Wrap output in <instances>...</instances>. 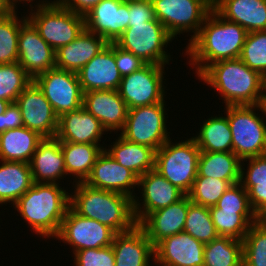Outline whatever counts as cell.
Returning <instances> with one entry per match:
<instances>
[{
  "label": "cell",
  "instance_id": "cell-36",
  "mask_svg": "<svg viewBox=\"0 0 266 266\" xmlns=\"http://www.w3.org/2000/svg\"><path fill=\"white\" fill-rule=\"evenodd\" d=\"M27 15L18 19L17 11L0 13V64L18 62V37L20 26Z\"/></svg>",
  "mask_w": 266,
  "mask_h": 266
},
{
  "label": "cell",
  "instance_id": "cell-24",
  "mask_svg": "<svg viewBox=\"0 0 266 266\" xmlns=\"http://www.w3.org/2000/svg\"><path fill=\"white\" fill-rule=\"evenodd\" d=\"M112 249L115 266H151L150 259H154V246L138 224L129 231L116 233Z\"/></svg>",
  "mask_w": 266,
  "mask_h": 266
},
{
  "label": "cell",
  "instance_id": "cell-51",
  "mask_svg": "<svg viewBox=\"0 0 266 266\" xmlns=\"http://www.w3.org/2000/svg\"><path fill=\"white\" fill-rule=\"evenodd\" d=\"M9 104H10L9 101L0 99V114L5 112L6 108L9 106Z\"/></svg>",
  "mask_w": 266,
  "mask_h": 266
},
{
  "label": "cell",
  "instance_id": "cell-48",
  "mask_svg": "<svg viewBox=\"0 0 266 266\" xmlns=\"http://www.w3.org/2000/svg\"><path fill=\"white\" fill-rule=\"evenodd\" d=\"M23 126V119L16 103H10L4 113L0 114V133L8 129Z\"/></svg>",
  "mask_w": 266,
  "mask_h": 266
},
{
  "label": "cell",
  "instance_id": "cell-49",
  "mask_svg": "<svg viewBox=\"0 0 266 266\" xmlns=\"http://www.w3.org/2000/svg\"><path fill=\"white\" fill-rule=\"evenodd\" d=\"M101 1L102 0H56L63 8L84 17Z\"/></svg>",
  "mask_w": 266,
  "mask_h": 266
},
{
  "label": "cell",
  "instance_id": "cell-53",
  "mask_svg": "<svg viewBox=\"0 0 266 266\" xmlns=\"http://www.w3.org/2000/svg\"><path fill=\"white\" fill-rule=\"evenodd\" d=\"M260 219L266 223V214L263 217H261Z\"/></svg>",
  "mask_w": 266,
  "mask_h": 266
},
{
  "label": "cell",
  "instance_id": "cell-40",
  "mask_svg": "<svg viewBox=\"0 0 266 266\" xmlns=\"http://www.w3.org/2000/svg\"><path fill=\"white\" fill-rule=\"evenodd\" d=\"M231 185L226 180L212 177H196L187 195L194 204L212 207L217 204L218 200Z\"/></svg>",
  "mask_w": 266,
  "mask_h": 266
},
{
  "label": "cell",
  "instance_id": "cell-42",
  "mask_svg": "<svg viewBox=\"0 0 266 266\" xmlns=\"http://www.w3.org/2000/svg\"><path fill=\"white\" fill-rule=\"evenodd\" d=\"M215 206L220 210L236 211V213H255L250 205L248 193L240 183L231 185Z\"/></svg>",
  "mask_w": 266,
  "mask_h": 266
},
{
  "label": "cell",
  "instance_id": "cell-33",
  "mask_svg": "<svg viewBox=\"0 0 266 266\" xmlns=\"http://www.w3.org/2000/svg\"><path fill=\"white\" fill-rule=\"evenodd\" d=\"M192 138L201 152H232V133L227 116L205 119L199 134Z\"/></svg>",
  "mask_w": 266,
  "mask_h": 266
},
{
  "label": "cell",
  "instance_id": "cell-30",
  "mask_svg": "<svg viewBox=\"0 0 266 266\" xmlns=\"http://www.w3.org/2000/svg\"><path fill=\"white\" fill-rule=\"evenodd\" d=\"M0 204L15 203L33 185L30 163L1 160Z\"/></svg>",
  "mask_w": 266,
  "mask_h": 266
},
{
  "label": "cell",
  "instance_id": "cell-23",
  "mask_svg": "<svg viewBox=\"0 0 266 266\" xmlns=\"http://www.w3.org/2000/svg\"><path fill=\"white\" fill-rule=\"evenodd\" d=\"M105 132L101 122L81 106L59 117L55 137L61 142L100 146L99 142Z\"/></svg>",
  "mask_w": 266,
  "mask_h": 266
},
{
  "label": "cell",
  "instance_id": "cell-28",
  "mask_svg": "<svg viewBox=\"0 0 266 266\" xmlns=\"http://www.w3.org/2000/svg\"><path fill=\"white\" fill-rule=\"evenodd\" d=\"M43 139L24 126L0 133V160L30 163L38 143Z\"/></svg>",
  "mask_w": 266,
  "mask_h": 266
},
{
  "label": "cell",
  "instance_id": "cell-12",
  "mask_svg": "<svg viewBox=\"0 0 266 266\" xmlns=\"http://www.w3.org/2000/svg\"><path fill=\"white\" fill-rule=\"evenodd\" d=\"M33 81L58 117L83 106V91L77 73L53 68L36 76Z\"/></svg>",
  "mask_w": 266,
  "mask_h": 266
},
{
  "label": "cell",
  "instance_id": "cell-17",
  "mask_svg": "<svg viewBox=\"0 0 266 266\" xmlns=\"http://www.w3.org/2000/svg\"><path fill=\"white\" fill-rule=\"evenodd\" d=\"M84 18L89 32L115 43L129 26V0H102Z\"/></svg>",
  "mask_w": 266,
  "mask_h": 266
},
{
  "label": "cell",
  "instance_id": "cell-10",
  "mask_svg": "<svg viewBox=\"0 0 266 266\" xmlns=\"http://www.w3.org/2000/svg\"><path fill=\"white\" fill-rule=\"evenodd\" d=\"M165 102L145 105L128 110L120 135L128 141L142 144L157 151L167 140Z\"/></svg>",
  "mask_w": 266,
  "mask_h": 266
},
{
  "label": "cell",
  "instance_id": "cell-35",
  "mask_svg": "<svg viewBox=\"0 0 266 266\" xmlns=\"http://www.w3.org/2000/svg\"><path fill=\"white\" fill-rule=\"evenodd\" d=\"M209 209L217 234L241 241L250 225L260 219L256 213H236V211L220 210L216 206L209 207Z\"/></svg>",
  "mask_w": 266,
  "mask_h": 266
},
{
  "label": "cell",
  "instance_id": "cell-46",
  "mask_svg": "<svg viewBox=\"0 0 266 266\" xmlns=\"http://www.w3.org/2000/svg\"><path fill=\"white\" fill-rule=\"evenodd\" d=\"M114 57L121 76L131 74L145 65L133 53L127 52L114 43Z\"/></svg>",
  "mask_w": 266,
  "mask_h": 266
},
{
  "label": "cell",
  "instance_id": "cell-52",
  "mask_svg": "<svg viewBox=\"0 0 266 266\" xmlns=\"http://www.w3.org/2000/svg\"><path fill=\"white\" fill-rule=\"evenodd\" d=\"M11 1H12L15 5H17L16 3H18V1H19V3L22 2V1H23V2H24V1L26 2V1H27L28 3H29V2L32 3L34 0H11Z\"/></svg>",
  "mask_w": 266,
  "mask_h": 266
},
{
  "label": "cell",
  "instance_id": "cell-3",
  "mask_svg": "<svg viewBox=\"0 0 266 266\" xmlns=\"http://www.w3.org/2000/svg\"><path fill=\"white\" fill-rule=\"evenodd\" d=\"M74 188V195L70 194V208L78 215L97 220L116 233L129 231L137 224L131 197L84 182L75 183Z\"/></svg>",
  "mask_w": 266,
  "mask_h": 266
},
{
  "label": "cell",
  "instance_id": "cell-27",
  "mask_svg": "<svg viewBox=\"0 0 266 266\" xmlns=\"http://www.w3.org/2000/svg\"><path fill=\"white\" fill-rule=\"evenodd\" d=\"M213 9L247 32L266 30V0H213Z\"/></svg>",
  "mask_w": 266,
  "mask_h": 266
},
{
  "label": "cell",
  "instance_id": "cell-2",
  "mask_svg": "<svg viewBox=\"0 0 266 266\" xmlns=\"http://www.w3.org/2000/svg\"><path fill=\"white\" fill-rule=\"evenodd\" d=\"M197 77L218 90L225 106L266 103V78L240 58L212 63Z\"/></svg>",
  "mask_w": 266,
  "mask_h": 266
},
{
  "label": "cell",
  "instance_id": "cell-31",
  "mask_svg": "<svg viewBox=\"0 0 266 266\" xmlns=\"http://www.w3.org/2000/svg\"><path fill=\"white\" fill-rule=\"evenodd\" d=\"M241 160L233 152H200L196 177L240 182Z\"/></svg>",
  "mask_w": 266,
  "mask_h": 266
},
{
  "label": "cell",
  "instance_id": "cell-15",
  "mask_svg": "<svg viewBox=\"0 0 266 266\" xmlns=\"http://www.w3.org/2000/svg\"><path fill=\"white\" fill-rule=\"evenodd\" d=\"M139 188L140 190L142 188V205L140 201H138L136 195L133 197V213L137 224L147 214L168 207L186 195L155 169L138 177V189Z\"/></svg>",
  "mask_w": 266,
  "mask_h": 266
},
{
  "label": "cell",
  "instance_id": "cell-43",
  "mask_svg": "<svg viewBox=\"0 0 266 266\" xmlns=\"http://www.w3.org/2000/svg\"><path fill=\"white\" fill-rule=\"evenodd\" d=\"M73 261L75 266H115L112 245L76 251Z\"/></svg>",
  "mask_w": 266,
  "mask_h": 266
},
{
  "label": "cell",
  "instance_id": "cell-4",
  "mask_svg": "<svg viewBox=\"0 0 266 266\" xmlns=\"http://www.w3.org/2000/svg\"><path fill=\"white\" fill-rule=\"evenodd\" d=\"M13 206L34 233L55 239L70 207V193L60 184L33 183Z\"/></svg>",
  "mask_w": 266,
  "mask_h": 266
},
{
  "label": "cell",
  "instance_id": "cell-13",
  "mask_svg": "<svg viewBox=\"0 0 266 266\" xmlns=\"http://www.w3.org/2000/svg\"><path fill=\"white\" fill-rule=\"evenodd\" d=\"M115 235L116 232L109 226L82 217L69 207L55 238L71 245L74 254L83 249L110 246Z\"/></svg>",
  "mask_w": 266,
  "mask_h": 266
},
{
  "label": "cell",
  "instance_id": "cell-9",
  "mask_svg": "<svg viewBox=\"0 0 266 266\" xmlns=\"http://www.w3.org/2000/svg\"><path fill=\"white\" fill-rule=\"evenodd\" d=\"M156 19L175 38L193 32L189 42L199 33L213 9V0H151Z\"/></svg>",
  "mask_w": 266,
  "mask_h": 266
},
{
  "label": "cell",
  "instance_id": "cell-1",
  "mask_svg": "<svg viewBox=\"0 0 266 266\" xmlns=\"http://www.w3.org/2000/svg\"><path fill=\"white\" fill-rule=\"evenodd\" d=\"M247 31L238 23L224 19L214 9L206 17L199 33L188 43L185 54L197 76L210 64L240 58Z\"/></svg>",
  "mask_w": 266,
  "mask_h": 266
},
{
  "label": "cell",
  "instance_id": "cell-29",
  "mask_svg": "<svg viewBox=\"0 0 266 266\" xmlns=\"http://www.w3.org/2000/svg\"><path fill=\"white\" fill-rule=\"evenodd\" d=\"M107 153L120 165L130 169L138 177L155 169V150L149 146L126 140L121 135Z\"/></svg>",
  "mask_w": 266,
  "mask_h": 266
},
{
  "label": "cell",
  "instance_id": "cell-32",
  "mask_svg": "<svg viewBox=\"0 0 266 266\" xmlns=\"http://www.w3.org/2000/svg\"><path fill=\"white\" fill-rule=\"evenodd\" d=\"M104 149L103 146L97 144L61 142L67 175L76 176L74 181L76 183L85 182L98 156Z\"/></svg>",
  "mask_w": 266,
  "mask_h": 266
},
{
  "label": "cell",
  "instance_id": "cell-19",
  "mask_svg": "<svg viewBox=\"0 0 266 266\" xmlns=\"http://www.w3.org/2000/svg\"><path fill=\"white\" fill-rule=\"evenodd\" d=\"M84 183L94 188L118 192L133 199L135 193L131 189L138 187V176L120 165L104 149Z\"/></svg>",
  "mask_w": 266,
  "mask_h": 266
},
{
  "label": "cell",
  "instance_id": "cell-50",
  "mask_svg": "<svg viewBox=\"0 0 266 266\" xmlns=\"http://www.w3.org/2000/svg\"><path fill=\"white\" fill-rule=\"evenodd\" d=\"M11 0H0V13L15 11L17 8Z\"/></svg>",
  "mask_w": 266,
  "mask_h": 266
},
{
  "label": "cell",
  "instance_id": "cell-21",
  "mask_svg": "<svg viewBox=\"0 0 266 266\" xmlns=\"http://www.w3.org/2000/svg\"><path fill=\"white\" fill-rule=\"evenodd\" d=\"M191 203L188 195H185L168 207L147 214L138 225L155 246L162 239L183 232Z\"/></svg>",
  "mask_w": 266,
  "mask_h": 266
},
{
  "label": "cell",
  "instance_id": "cell-38",
  "mask_svg": "<svg viewBox=\"0 0 266 266\" xmlns=\"http://www.w3.org/2000/svg\"><path fill=\"white\" fill-rule=\"evenodd\" d=\"M243 243V266H266V223L259 219L250 225Z\"/></svg>",
  "mask_w": 266,
  "mask_h": 266
},
{
  "label": "cell",
  "instance_id": "cell-20",
  "mask_svg": "<svg viewBox=\"0 0 266 266\" xmlns=\"http://www.w3.org/2000/svg\"><path fill=\"white\" fill-rule=\"evenodd\" d=\"M83 93L93 90H118L122 76L114 57V43H109L78 71Z\"/></svg>",
  "mask_w": 266,
  "mask_h": 266
},
{
  "label": "cell",
  "instance_id": "cell-26",
  "mask_svg": "<svg viewBox=\"0 0 266 266\" xmlns=\"http://www.w3.org/2000/svg\"><path fill=\"white\" fill-rule=\"evenodd\" d=\"M30 167L34 183L59 184L58 179L67 175L61 141L56 137L43 138L33 154Z\"/></svg>",
  "mask_w": 266,
  "mask_h": 266
},
{
  "label": "cell",
  "instance_id": "cell-5",
  "mask_svg": "<svg viewBox=\"0 0 266 266\" xmlns=\"http://www.w3.org/2000/svg\"><path fill=\"white\" fill-rule=\"evenodd\" d=\"M226 116L232 133V152L240 159L266 154L265 103L258 105L226 106Z\"/></svg>",
  "mask_w": 266,
  "mask_h": 266
},
{
  "label": "cell",
  "instance_id": "cell-18",
  "mask_svg": "<svg viewBox=\"0 0 266 266\" xmlns=\"http://www.w3.org/2000/svg\"><path fill=\"white\" fill-rule=\"evenodd\" d=\"M205 244L188 233L166 237L154 246L157 266H203Z\"/></svg>",
  "mask_w": 266,
  "mask_h": 266
},
{
  "label": "cell",
  "instance_id": "cell-25",
  "mask_svg": "<svg viewBox=\"0 0 266 266\" xmlns=\"http://www.w3.org/2000/svg\"><path fill=\"white\" fill-rule=\"evenodd\" d=\"M108 44L103 37L85 28L75 40L55 51V68L78 73Z\"/></svg>",
  "mask_w": 266,
  "mask_h": 266
},
{
  "label": "cell",
  "instance_id": "cell-8",
  "mask_svg": "<svg viewBox=\"0 0 266 266\" xmlns=\"http://www.w3.org/2000/svg\"><path fill=\"white\" fill-rule=\"evenodd\" d=\"M174 38L157 20L128 26L115 44L133 53L145 64H169L170 55L164 49Z\"/></svg>",
  "mask_w": 266,
  "mask_h": 266
},
{
  "label": "cell",
  "instance_id": "cell-39",
  "mask_svg": "<svg viewBox=\"0 0 266 266\" xmlns=\"http://www.w3.org/2000/svg\"><path fill=\"white\" fill-rule=\"evenodd\" d=\"M32 81L18 62L0 64V99L15 103Z\"/></svg>",
  "mask_w": 266,
  "mask_h": 266
},
{
  "label": "cell",
  "instance_id": "cell-11",
  "mask_svg": "<svg viewBox=\"0 0 266 266\" xmlns=\"http://www.w3.org/2000/svg\"><path fill=\"white\" fill-rule=\"evenodd\" d=\"M164 65L145 64L122 77L118 92L128 109L165 102Z\"/></svg>",
  "mask_w": 266,
  "mask_h": 266
},
{
  "label": "cell",
  "instance_id": "cell-45",
  "mask_svg": "<svg viewBox=\"0 0 266 266\" xmlns=\"http://www.w3.org/2000/svg\"><path fill=\"white\" fill-rule=\"evenodd\" d=\"M155 19L151 0H129V26Z\"/></svg>",
  "mask_w": 266,
  "mask_h": 266
},
{
  "label": "cell",
  "instance_id": "cell-47",
  "mask_svg": "<svg viewBox=\"0 0 266 266\" xmlns=\"http://www.w3.org/2000/svg\"><path fill=\"white\" fill-rule=\"evenodd\" d=\"M247 193L253 211L259 218L263 217L266 214V182H256Z\"/></svg>",
  "mask_w": 266,
  "mask_h": 266
},
{
  "label": "cell",
  "instance_id": "cell-7",
  "mask_svg": "<svg viewBox=\"0 0 266 266\" xmlns=\"http://www.w3.org/2000/svg\"><path fill=\"white\" fill-rule=\"evenodd\" d=\"M170 140L155 152V170L187 195L197 176L201 151L192 137L178 143Z\"/></svg>",
  "mask_w": 266,
  "mask_h": 266
},
{
  "label": "cell",
  "instance_id": "cell-14",
  "mask_svg": "<svg viewBox=\"0 0 266 266\" xmlns=\"http://www.w3.org/2000/svg\"><path fill=\"white\" fill-rule=\"evenodd\" d=\"M15 103L20 109L24 127L43 138L56 136L59 117L34 81L23 90Z\"/></svg>",
  "mask_w": 266,
  "mask_h": 266
},
{
  "label": "cell",
  "instance_id": "cell-22",
  "mask_svg": "<svg viewBox=\"0 0 266 266\" xmlns=\"http://www.w3.org/2000/svg\"><path fill=\"white\" fill-rule=\"evenodd\" d=\"M83 107L98 119L108 132L124 128L128 107L118 90H93L83 93Z\"/></svg>",
  "mask_w": 266,
  "mask_h": 266
},
{
  "label": "cell",
  "instance_id": "cell-6",
  "mask_svg": "<svg viewBox=\"0 0 266 266\" xmlns=\"http://www.w3.org/2000/svg\"><path fill=\"white\" fill-rule=\"evenodd\" d=\"M39 2L41 4H35V11L30 3L31 12L27 19L38 30L42 39L55 51L71 43L85 29L84 16L63 8L56 0Z\"/></svg>",
  "mask_w": 266,
  "mask_h": 266
},
{
  "label": "cell",
  "instance_id": "cell-34",
  "mask_svg": "<svg viewBox=\"0 0 266 266\" xmlns=\"http://www.w3.org/2000/svg\"><path fill=\"white\" fill-rule=\"evenodd\" d=\"M203 266H243V243L239 239L218 236L204 247Z\"/></svg>",
  "mask_w": 266,
  "mask_h": 266
},
{
  "label": "cell",
  "instance_id": "cell-44",
  "mask_svg": "<svg viewBox=\"0 0 266 266\" xmlns=\"http://www.w3.org/2000/svg\"><path fill=\"white\" fill-rule=\"evenodd\" d=\"M245 162L249 163L245 172ZM244 164V165H243ZM256 182H266V154L241 160L240 184L248 191Z\"/></svg>",
  "mask_w": 266,
  "mask_h": 266
},
{
  "label": "cell",
  "instance_id": "cell-16",
  "mask_svg": "<svg viewBox=\"0 0 266 266\" xmlns=\"http://www.w3.org/2000/svg\"><path fill=\"white\" fill-rule=\"evenodd\" d=\"M18 55V63L32 79L55 68V50L28 19L20 26Z\"/></svg>",
  "mask_w": 266,
  "mask_h": 266
},
{
  "label": "cell",
  "instance_id": "cell-41",
  "mask_svg": "<svg viewBox=\"0 0 266 266\" xmlns=\"http://www.w3.org/2000/svg\"><path fill=\"white\" fill-rule=\"evenodd\" d=\"M240 59L266 78V30L247 33Z\"/></svg>",
  "mask_w": 266,
  "mask_h": 266
},
{
  "label": "cell",
  "instance_id": "cell-37",
  "mask_svg": "<svg viewBox=\"0 0 266 266\" xmlns=\"http://www.w3.org/2000/svg\"><path fill=\"white\" fill-rule=\"evenodd\" d=\"M183 232L190 234L203 244H207L219 236L213 224L209 207L194 203L188 207Z\"/></svg>",
  "mask_w": 266,
  "mask_h": 266
}]
</instances>
